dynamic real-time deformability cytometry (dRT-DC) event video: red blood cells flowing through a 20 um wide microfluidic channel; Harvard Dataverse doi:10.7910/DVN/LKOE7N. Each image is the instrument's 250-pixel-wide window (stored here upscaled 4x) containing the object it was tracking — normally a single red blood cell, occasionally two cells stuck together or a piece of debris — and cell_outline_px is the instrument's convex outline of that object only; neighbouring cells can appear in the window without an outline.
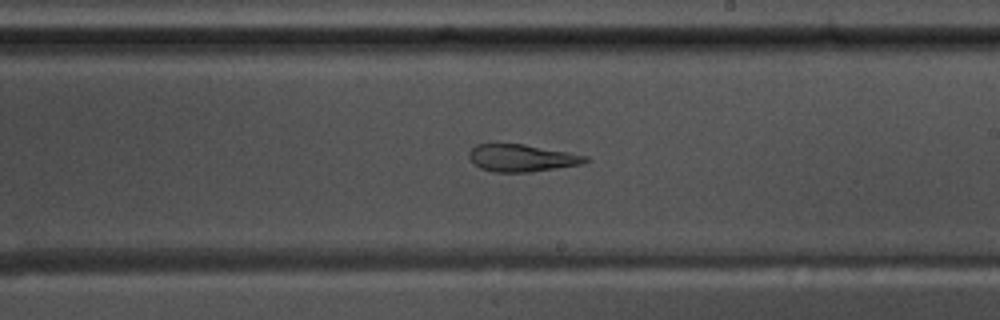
{"species": "common noctule bat (a hibernating species)", "species_latin": "Nyctalus noctula", "temperature_condition": "warm", "stored_images_in_passage": 55, "camera_frame_rate_fps": 3000, "um_per_image_px": 0.085, "animal": {"sex": "male", "body_mass_g": 17.5, "forearm_length_mm": 52.3}, "frame": {"image": 1, "passage_image": 32, "time_ms": 10.333, "image_size_px": [1000, 320], "cell_outline_px": [[592, 160], [580, 164], [532, 172], [496, 172], [480, 168], [468, 156], [468, 152], [476, 144], [524, 144], [568, 152], [588, 156]], "centroid_in_image_um": [44.37, 13.43], "position_along_channel_um": 244.6, "area_um2": 18.38}}
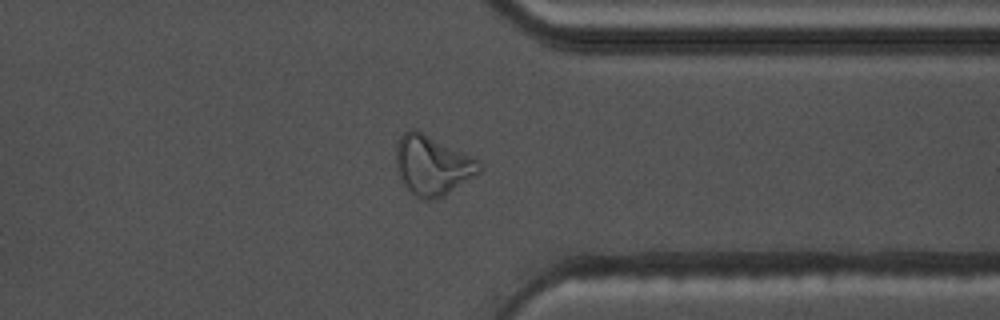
{"frame": {"image": 2, "passage_image": 43, "time_ms": 14.0, "image_size_px": [1000, 320], "cell_outline_px": [[484, 168], [480, 172], [444, 196], [428, 200], [424, 200], [416, 196], [400, 180], [396, 168], [396, 144], [400, 136], [404, 132], [412, 128], [416, 128], [480, 160]], "centroid_in_image_um": [36.75, 14.02], "position_along_channel_um": 374.6, "area_um2": 29.19}}
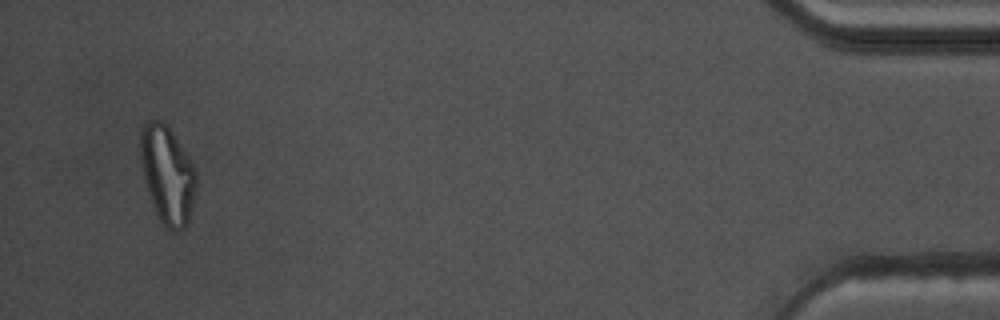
{"frame": {"image": 3, "passage_image": 53, "time_ms": 17.333, "image_size_px": [1000, 320], "cell_outline_px": [[196, 184], [188, 224], [184, 228], [176, 232], [172, 232], [160, 220], [156, 212], [148, 192], [144, 180], [140, 160], [140, 136], [144, 120], [164, 120], [168, 124], [192, 164], [196, 172]], "centroid_in_image_um": [14.21, 14.81], "position_along_channel_um": 421.0, "area_um2": 31.73}, "authors_computed_cell_mechanics": {"area_um2": 24.7384, "velocity_mm_per_s": 3.6223, "shape_relaxation_time_tau1_ms": null, "shape_relaxation_time_tau2_ms": 3.3045, "deformation_change_tau1": null, "deformation_change_tau2": 0.1208}}